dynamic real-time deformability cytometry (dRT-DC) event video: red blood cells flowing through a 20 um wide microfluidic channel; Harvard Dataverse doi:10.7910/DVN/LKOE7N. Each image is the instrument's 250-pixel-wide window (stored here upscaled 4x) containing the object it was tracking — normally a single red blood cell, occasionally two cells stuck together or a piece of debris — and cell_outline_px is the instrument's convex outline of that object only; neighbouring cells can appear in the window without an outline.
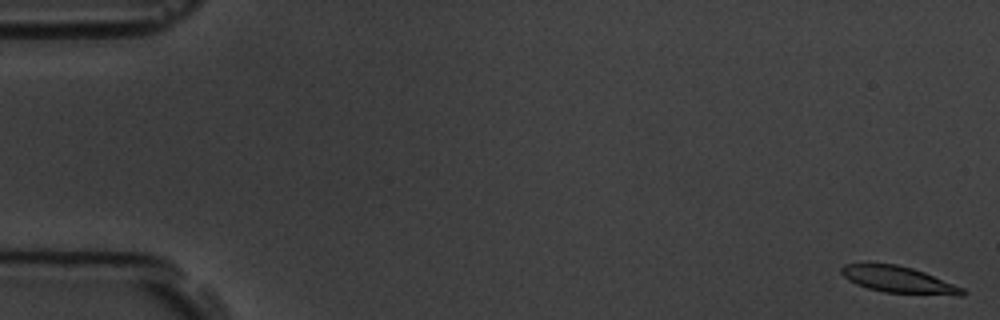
{"species": "common noctule bat (a hibernating species)", "species_latin": "Nyctalus noctula", "temperature_condition": "room temperature", "stored_images_in_passage": 6, "camera_frame_rate_fps": 3000, "um_per_image_px": 0.085, "animal": {"sex": "male", "body_mass_g": 19.5, "forearm_length_mm": 54.6}, "frame": {"image": 1, "passage_image": 1, "time_ms": 0.0, "image_size_px": [1000, 320], "cell_outline_px": [[968, 292], [964, 296], [956, 296], [884, 292], [868, 288], [856, 284], [848, 280], [840, 272], [840, 268], [844, 264], [896, 264], [912, 268], [924, 272], [964, 288]], "centroid_in_image_um": [76.43, 23.79], "position_along_channel_um": 8.6, "area_um2": 18.79}}
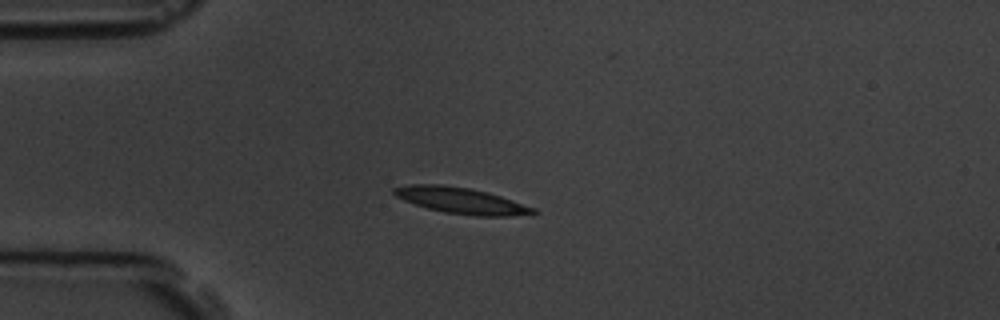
{"frame": {"image": 2, "passage_image": 5, "time_ms": 4.667, "image_size_px": [1000, 320], "cell_outline_px": [[540, 212], [512, 216], [472, 216], [444, 212], [428, 208], [404, 200], [396, 196], [392, 192], [392, 188], [408, 184], [440, 184], [468, 188], [488, 192], [536, 208]], "centroid_in_image_um": [39.2, 17.05], "position_along_channel_um": 45.8, "area_um2": 21.15}}